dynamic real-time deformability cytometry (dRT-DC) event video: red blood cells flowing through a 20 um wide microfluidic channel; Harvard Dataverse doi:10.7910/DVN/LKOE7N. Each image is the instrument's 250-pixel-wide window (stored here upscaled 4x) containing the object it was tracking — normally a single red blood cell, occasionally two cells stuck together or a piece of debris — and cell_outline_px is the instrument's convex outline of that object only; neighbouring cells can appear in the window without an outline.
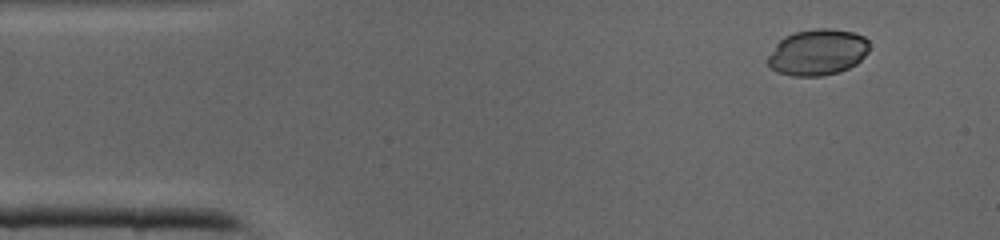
{"species": "common noctule bat (a hibernating species)", "species_latin": "Nyctalus noctula", "temperature_condition": "cold", "stored_images_in_passage": 38, "camera_frame_rate_fps": 3000, "um_per_image_px": 0.085, "animal": {"sex": "male", "body_mass_g": 19.0, "forearm_length_mm": 50.8}, "frame": {"image": 1, "passage_image": 1, "time_ms": 0.0, "image_size_px": [1000, 240], "cell_outline_px": [[868, 52], [856, 64], [840, 72], [820, 76], [792, 76], [776, 72], [768, 64], [768, 56], [776, 44], [784, 36], [796, 32], [816, 28], [828, 28], [852, 32], [864, 36], [868, 40]], "centroid_in_image_um": [69.49, 4.45], "position_along_channel_um": 15.5, "area_um2": 27.28}}
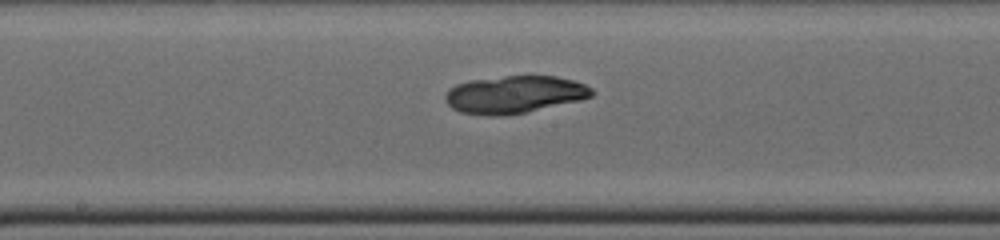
{"frame": {"image": 2, "passage_image": 18, "time_ms": 5.667, "image_size_px": [1000, 240], "cell_outline_px": [[596, 92], [592, 96], [580, 100], [508, 116], [488, 116], [460, 112], [452, 108], [448, 104], [444, 96], [448, 88], [456, 84], [468, 80], [504, 76], [556, 76], [572, 80], [584, 84], [592, 88]], "centroid_in_image_um": [43.7, 8.03], "position_along_channel_um": 204.5, "area_um2": 32.25}}
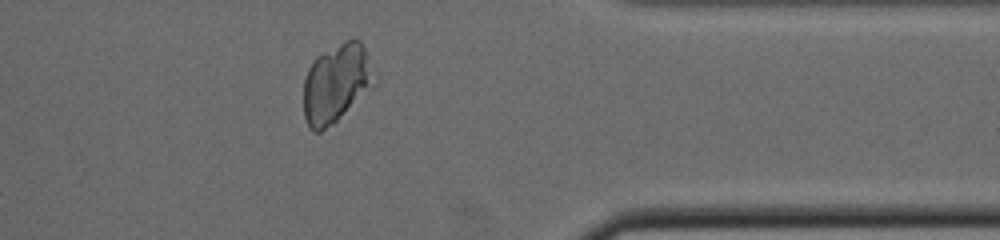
{"frame": {"image": 3, "passage_image": 30, "time_ms": 9.667, "image_size_px": [1000, 240], "cell_outline_px": [[368, 80], [336, 120], [332, 124], [320, 132], [312, 132], [308, 128], [304, 116], [304, 80], [308, 68], [316, 56], [344, 40], [360, 40], [364, 48]], "centroid_in_image_um": [28.34, 7.07], "position_along_channel_um": 383.1, "area_um2": 29.48}}